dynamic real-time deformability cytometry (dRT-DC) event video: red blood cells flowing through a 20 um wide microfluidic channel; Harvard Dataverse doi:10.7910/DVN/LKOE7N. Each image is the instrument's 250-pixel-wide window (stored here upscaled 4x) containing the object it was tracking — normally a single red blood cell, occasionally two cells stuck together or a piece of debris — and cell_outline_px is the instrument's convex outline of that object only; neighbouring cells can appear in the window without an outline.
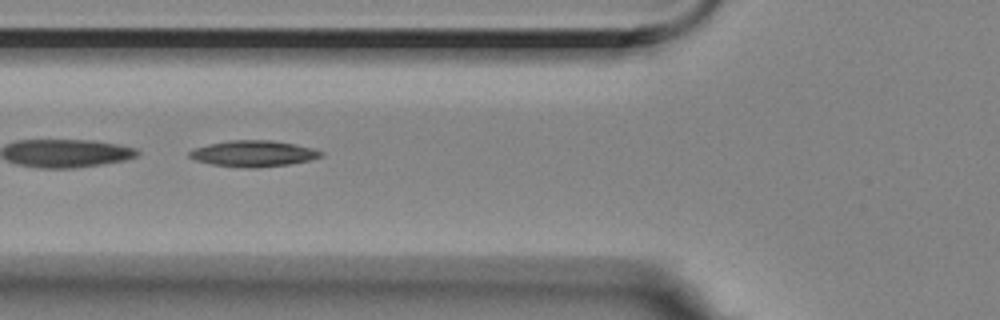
{"species": "Egyptian fruit bat (a non-hibernating species)", "species_latin": "Rousettus aegyptiacus", "temperature_condition": "room temperature", "stored_images_in_passage": 27, "camera_frame_rate_fps": 3000, "um_per_image_px": 0.085, "animal": {"sex": "female"}, "frame": {"image": 1, "passage_image": 8, "time_ms": 2.333, "image_size_px": [1000, 320], "cell_outline_px": [[324, 156], [308, 160], [288, 164], [256, 168], [244, 168], [212, 164], [196, 160], [188, 156], [188, 152], [196, 148], [208, 144], [228, 140], [272, 140], [296, 144], [312, 148], [324, 152]], "centroid_in_image_um": [21.55, 13.05], "position_along_channel_um": 104.3, "area_um2": 20.0}}
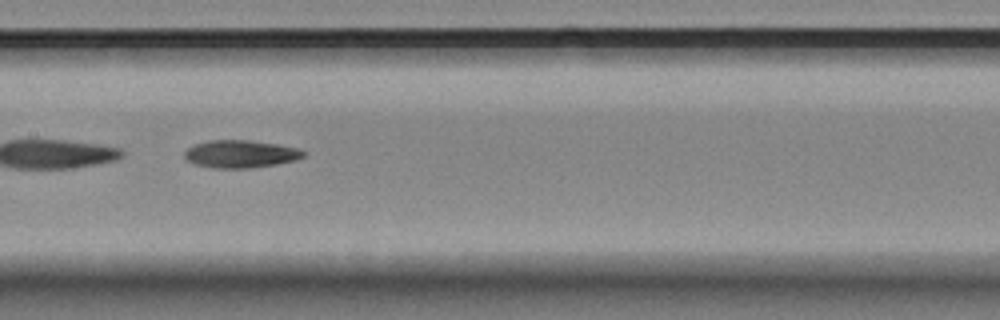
{"frame": {"image": 2, "passage_image": 15, "time_ms": 4.667, "image_size_px": [1000, 320], "cell_outline_px": [[308, 152], [304, 156], [296, 160], [276, 164], [248, 168], [212, 168], [196, 164], [188, 160], [184, 156], [184, 152], [188, 148], [196, 144], [208, 140], [248, 140], [276, 144], [296, 148]], "centroid_in_image_um": [20.46, 13.09], "position_along_channel_um": 186.9, "area_um2": 19.02}}
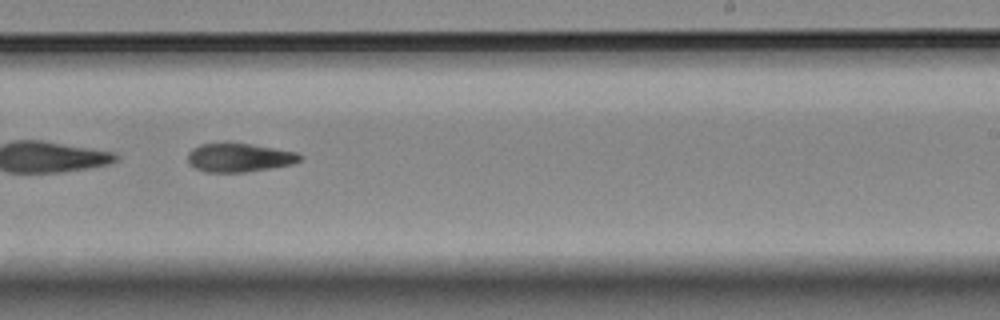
{"frame": {"image": 3, "passage_image": 22, "time_ms": 7.0, "image_size_px": [1000, 320], "cell_outline_px": [[304, 156], [300, 160], [292, 164], [272, 168], [244, 172], [204, 172], [196, 168], [188, 160], [188, 152], [192, 148], [200, 144], [224, 140], [228, 140], [252, 144], [296, 152]], "centroid_in_image_um": [20.31, 13.35], "position_along_channel_um": 268.7, "area_um2": 19.31}}